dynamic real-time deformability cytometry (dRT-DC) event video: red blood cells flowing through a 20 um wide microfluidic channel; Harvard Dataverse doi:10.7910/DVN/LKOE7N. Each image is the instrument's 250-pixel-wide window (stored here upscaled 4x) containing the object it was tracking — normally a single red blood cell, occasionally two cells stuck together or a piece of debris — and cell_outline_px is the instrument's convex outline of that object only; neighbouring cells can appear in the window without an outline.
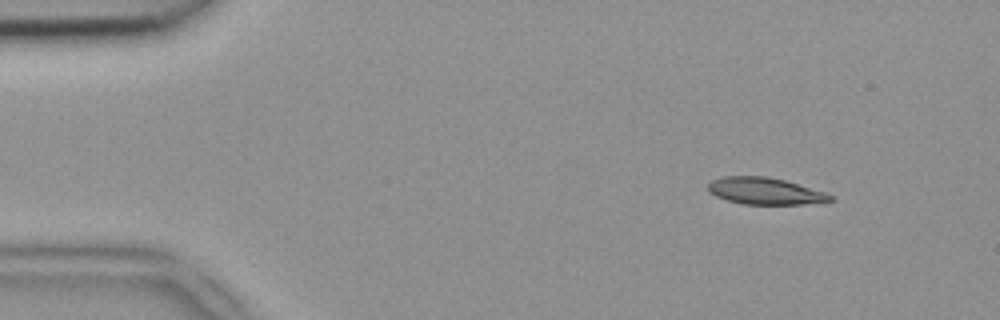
{"species": "common noctule bat (a hibernating species)", "species_latin": "Nyctalus noctula", "temperature_condition": "room temperature", "stored_images_in_passage": 45, "camera_frame_rate_fps": 3000, "um_per_image_px": 0.085, "animal": {"sex": "female", "body_mass_g": 18.4}, "frame": {"image": 1, "passage_image": 1, "time_ms": 0.0, "image_size_px": [1000, 320], "cell_outline_px": [[836, 200], [804, 204], [744, 204], [728, 200], [716, 196], [708, 192], [708, 184], [712, 180], [724, 176], [768, 176], [784, 180], [824, 192], [836, 196]], "centroid_in_image_um": [65.04, 16.24], "position_along_channel_um": 20.0, "area_um2": 19.07}}
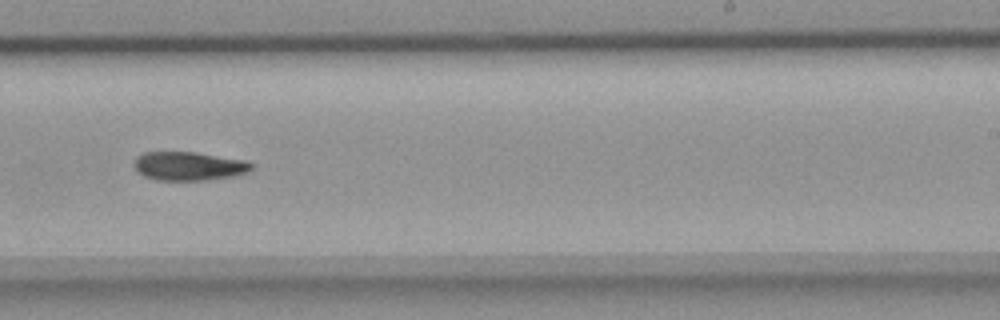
{"frame": {"image": 2, "passage_image": 26, "time_ms": 8.333, "image_size_px": [1000, 320], "cell_outline_px": [[252, 168], [248, 172], [232, 176], [204, 180], [156, 180], [144, 176], [136, 172], [132, 164], [136, 156], [144, 152], [196, 152], [248, 160], [252, 164]], "centroid_in_image_um": [16.01, 14.11], "position_along_channel_um": 273.0, "area_um2": 19.88}}
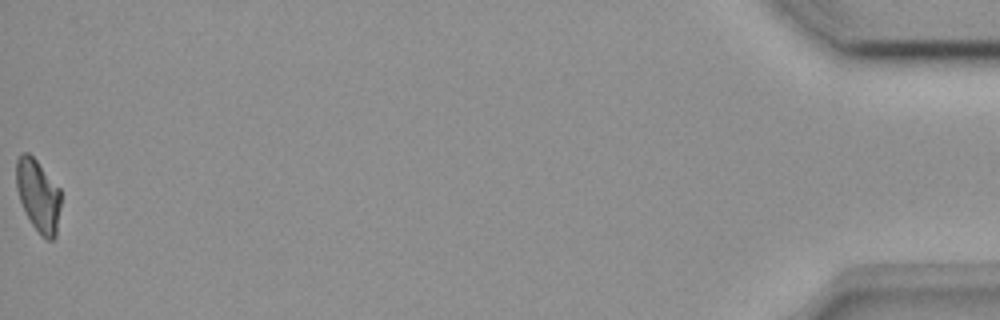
{"frame": {"image": 3, "passage_image": 45, "time_ms": 14.667, "image_size_px": [1000, 320], "cell_outline_px": [[60, 208], [56, 236], [52, 240], [48, 240], [40, 236], [32, 224], [20, 200], [16, 188], [16, 160], [20, 152], [28, 152], [36, 160], [60, 188]], "centroid_in_image_um": [3.24, 16.61], "position_along_channel_um": 432.0, "area_um2": 18.79}}